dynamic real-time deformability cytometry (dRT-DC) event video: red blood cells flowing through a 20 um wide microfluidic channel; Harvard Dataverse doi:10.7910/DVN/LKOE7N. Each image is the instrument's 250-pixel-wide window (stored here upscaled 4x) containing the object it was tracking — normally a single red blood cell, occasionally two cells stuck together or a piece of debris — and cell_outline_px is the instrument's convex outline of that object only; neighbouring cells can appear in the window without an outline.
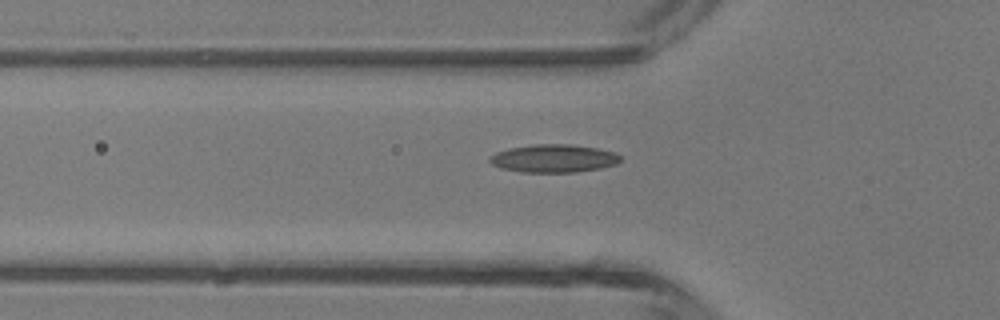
{"species": "common noctule bat (a hibernating species)", "species_latin": "Nyctalus noctula", "temperature_condition": "room temperature", "stored_images_in_passage": 41, "camera_frame_rate_fps": 3000, "um_per_image_px": 0.085, "animal": {"sex": "male", "body_mass_g": 13.3}, "frame": {"image": 1, "passage_image": 16, "time_ms": 5.0, "image_size_px": [1000, 320], "cell_outline_px": [[620, 160], [616, 164], [600, 168], [576, 172], [524, 172], [500, 168], [492, 164], [488, 160], [496, 152], [508, 148], [536, 144], [572, 144], [596, 148], [616, 152], [620, 156]], "centroid_in_image_um": [47.07, 13.46], "position_along_channel_um": 78.7, "area_um2": 21.27}}
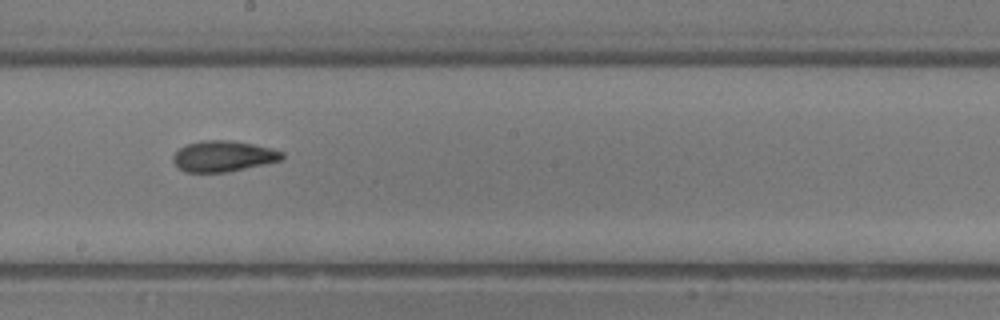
{"frame": {"image": 2, "passage_image": 26, "time_ms": 8.333, "image_size_px": [1000, 320], "cell_outline_px": [[284, 156], [280, 160], [264, 164], [228, 172], [184, 172], [176, 168], [172, 160], [172, 156], [180, 148], [188, 144], [204, 140], [228, 140], [252, 144], [272, 148], [284, 152]], "centroid_in_image_um": [18.95, 13.29], "position_along_channel_um": 229.3, "area_um2": 19.59}}
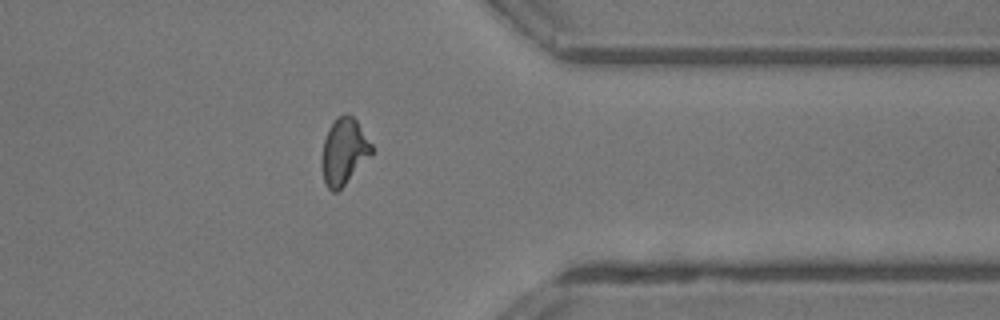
{"frame": {"image": 3, "passage_image": 37, "time_ms": 12.0, "image_size_px": [1000, 320], "cell_outline_px": [[372, 152], [344, 184], [336, 192], [332, 192], [324, 184], [320, 160], [324, 140], [328, 128], [344, 112], [348, 112], [356, 120], [372, 144]], "centroid_in_image_um": [29.19, 12.86], "position_along_channel_um": 382.2, "area_um2": 18.96}}